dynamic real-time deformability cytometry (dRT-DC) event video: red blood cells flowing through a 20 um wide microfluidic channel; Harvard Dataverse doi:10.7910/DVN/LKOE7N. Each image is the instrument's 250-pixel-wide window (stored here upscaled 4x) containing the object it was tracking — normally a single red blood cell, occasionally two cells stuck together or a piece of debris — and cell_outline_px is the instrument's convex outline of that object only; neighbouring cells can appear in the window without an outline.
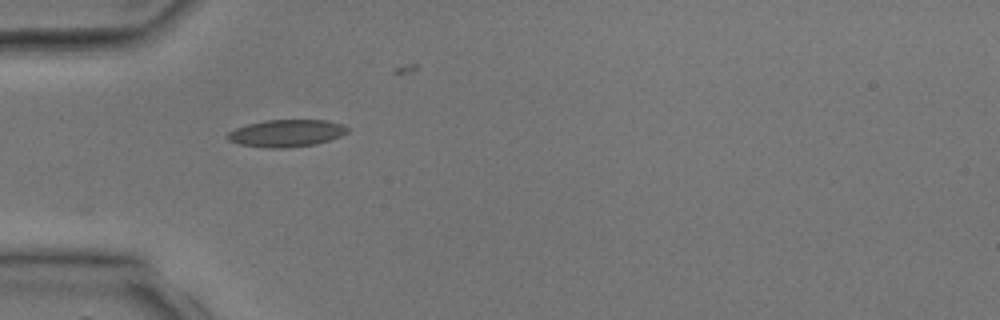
{"species": "common noctule bat (a hibernating species)", "species_latin": "Nyctalus noctula", "temperature_condition": "room temperature", "stored_images_in_passage": 5, "camera_frame_rate_fps": 3000, "um_per_image_px": 0.085, "animal": {"sex": "male", "body_mass_g": 17.9, "forearm_length_mm": 54.2}, "frame": {"image": 1, "passage_image": 4, "time_ms": 3.333, "image_size_px": [1000, 320], "cell_outline_px": [[348, 132], [340, 136], [316, 144], [288, 148], [272, 148], [240, 144], [228, 140], [224, 136], [228, 132], [236, 128], [248, 124], [264, 120], [324, 120], [340, 124], [348, 128]], "centroid_in_image_um": [24.31, 11.32], "position_along_channel_um": 60.7, "area_um2": 18.9}}